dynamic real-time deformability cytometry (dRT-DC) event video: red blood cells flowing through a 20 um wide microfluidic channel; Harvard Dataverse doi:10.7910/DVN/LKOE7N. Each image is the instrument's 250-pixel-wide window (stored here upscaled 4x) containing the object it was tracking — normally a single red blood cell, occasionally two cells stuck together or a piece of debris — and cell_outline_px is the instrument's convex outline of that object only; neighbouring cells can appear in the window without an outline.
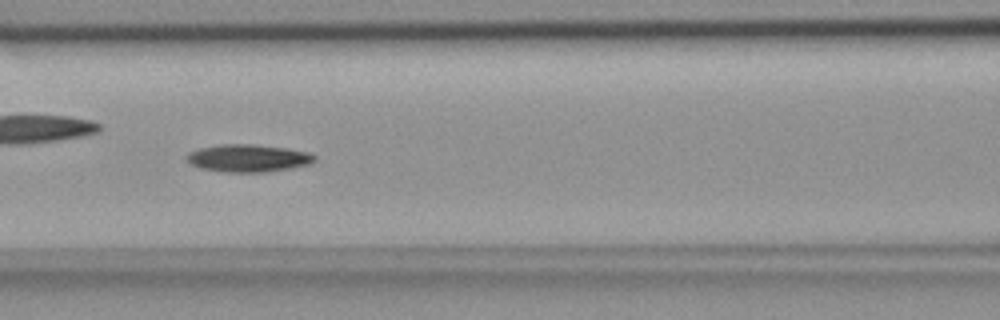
{"species": "common noctule bat (a hibernating species)", "species_latin": "Nyctalus noctula", "temperature_condition": "room temperature", "stored_images_in_passage": 15, "camera_frame_rate_fps": 3000, "um_per_image_px": 0.085, "animal": {"sex": "female", "body_mass_g": 18.4}, "frame": {"image": 1, "passage_image": 13, "time_ms": 4.0, "image_size_px": [1000, 320], "cell_outline_px": [[316, 160], [308, 164], [268, 172], [224, 172], [200, 168], [192, 164], [184, 156], [188, 152], [200, 148], [220, 144], [256, 144], [284, 148], [308, 152], [316, 156]], "centroid_in_image_um": [21.06, 13.44], "position_along_channel_um": 145.5, "area_um2": 20.46}}